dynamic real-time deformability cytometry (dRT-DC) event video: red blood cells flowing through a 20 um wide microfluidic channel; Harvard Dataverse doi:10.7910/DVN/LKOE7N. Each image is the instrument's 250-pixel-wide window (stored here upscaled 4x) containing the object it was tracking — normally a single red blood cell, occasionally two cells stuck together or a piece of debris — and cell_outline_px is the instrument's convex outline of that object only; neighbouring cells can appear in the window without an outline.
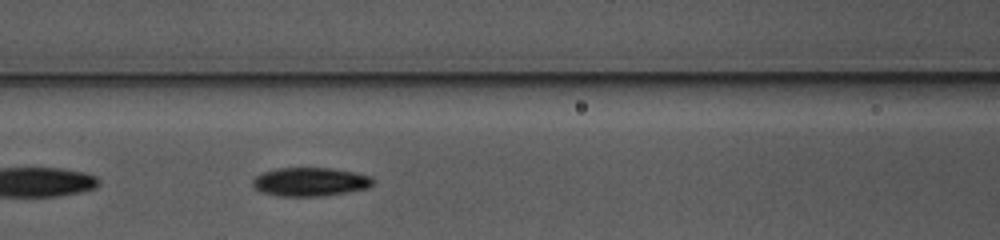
{"species": "common noctule bat (a hibernating species)", "species_latin": "Nyctalus noctula", "temperature_condition": "warm", "stored_images_in_passage": 36, "camera_frame_rate_fps": 3000, "um_per_image_px": 0.085, "animal": {"sex": "female", "body_mass_g": 10.0, "forearm_length_mm": 53.1}, "frame": {"image": 1, "passage_image": 6, "time_ms": 1.667, "image_size_px": [1000, 240], "cell_outline_px": [[372, 184], [368, 188], [348, 192], [320, 196], [284, 196], [260, 192], [252, 184], [252, 180], [256, 176], [264, 172], [276, 168], [332, 168], [372, 176]], "centroid_in_image_um": [26.36, 15.45], "position_along_channel_um": 140.2, "area_um2": 19.94}}
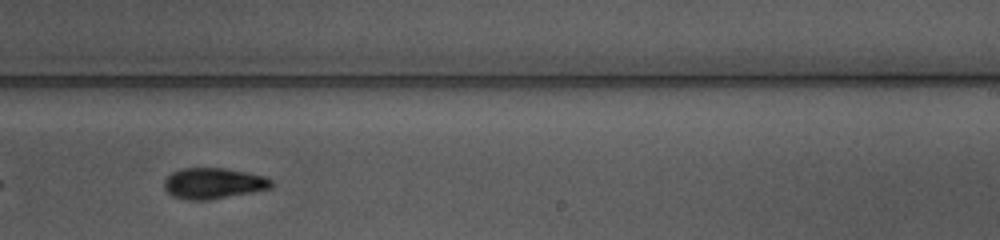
{"frame": {"image": 2, "passage_image": 16, "time_ms": 5.0, "image_size_px": [1000, 240], "cell_outline_px": [[272, 188], [252, 192], [208, 200], [188, 200], [172, 196], [164, 188], [164, 180], [172, 172], [180, 168], [224, 168], [248, 172], [268, 176], [272, 180]], "centroid_in_image_um": [18.15, 15.57], "position_along_channel_um": 270.8, "area_um2": 19.48}}
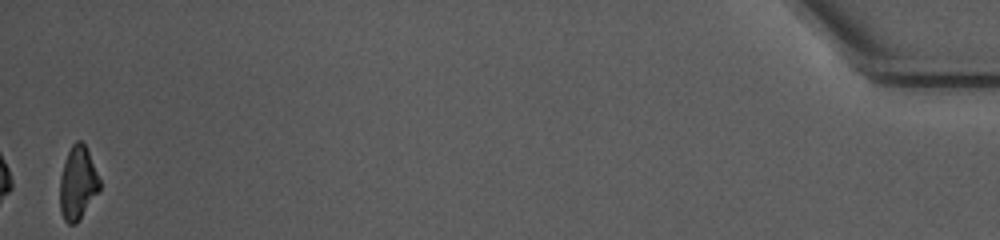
{"frame": {"image": 3, "passage_image": 36, "time_ms": 11.667, "image_size_px": [1000, 240], "cell_outline_px": [[100, 188], [76, 224], [68, 224], [64, 220], [60, 212], [60, 176], [68, 152], [72, 144], [76, 140], [80, 140], [84, 144], [88, 152], [100, 180]], "centroid_in_image_um": [6.59, 15.57], "position_along_channel_um": 428.6, "area_um2": 16.65}}